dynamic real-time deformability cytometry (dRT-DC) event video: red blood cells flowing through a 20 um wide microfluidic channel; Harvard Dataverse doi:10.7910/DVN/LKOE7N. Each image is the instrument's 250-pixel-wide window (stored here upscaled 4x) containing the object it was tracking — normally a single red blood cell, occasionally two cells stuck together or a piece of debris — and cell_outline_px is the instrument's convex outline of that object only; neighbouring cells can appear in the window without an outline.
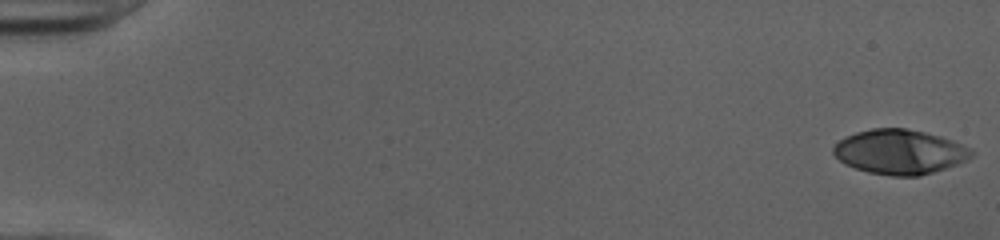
{"species": "human", "species_latin": "Homo sapiens", "temperature_condition": "cold", "stored_images_in_passage": 51, "camera_frame_rate_fps": 3000, "um_per_image_px": 0.085, "donor": {"sex": "female"}, "frame": {"image": 1, "passage_image": 1, "time_ms": 0.0, "image_size_px": [1000, 240], "cell_outline_px": [[976, 152], [968, 160], [920, 176], [892, 176], [868, 172], [844, 164], [832, 152], [832, 148], [844, 136], [856, 132], [872, 128], [904, 128], [924, 132], [940, 136], [952, 140], [972, 148]], "centroid_in_image_um": [76.48, 12.9], "position_along_channel_um": 8.5, "area_um2": 35.95}}
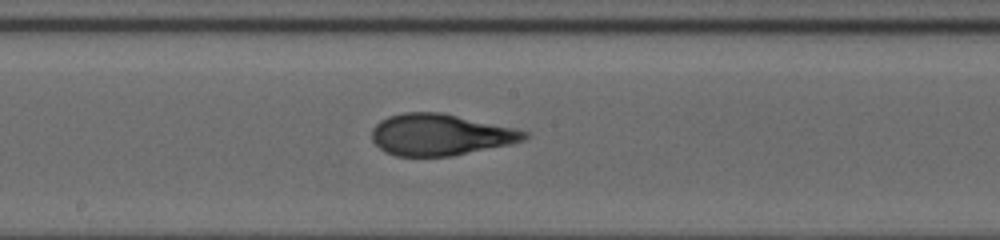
{"frame": {"image": 2, "passage_image": 29, "time_ms": 9.333, "image_size_px": [1000, 240], "cell_outline_px": [[528, 136], [524, 140], [508, 144], [452, 156], [396, 156], [384, 152], [372, 140], [372, 128], [380, 120], [388, 116], [404, 112], [440, 112], [512, 128], [528, 132]], "centroid_in_image_um": [37.35, 11.45], "position_along_channel_um": 210.8, "area_um2": 36.47}}
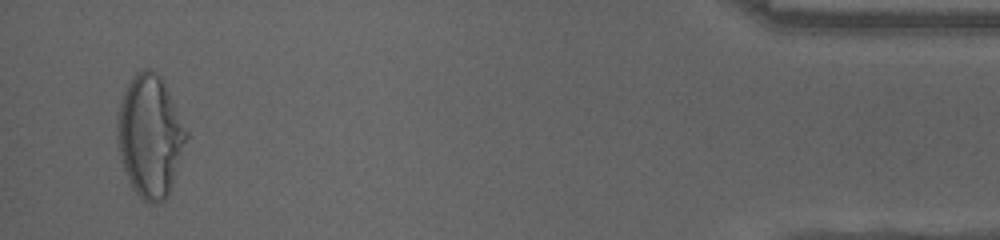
{"frame": {"image": 3, "passage_image": 50, "time_ms": 16.333, "image_size_px": [1000, 240], "cell_outline_px": [[188, 136], [168, 192], [164, 200], [156, 204], [148, 204], [132, 188], [128, 180], [120, 160], [116, 136], [116, 116], [120, 100], [132, 76], [136, 72], [144, 68], [148, 68], [156, 72], [164, 80], [188, 132]], "centroid_in_image_um": [12.71, 11.52], "position_along_channel_um": 422.5, "area_um2": 49.19}, "authors_computed_cell_mechanics": {"area_um2": 36.2406, "velocity_mm_per_s": 4.031, "shape_relaxation_time_tau1_ms": 7.4619, "shape_relaxation_time_tau2_ms": 0.9083, "deformation_change_tau1": 0.284, "deformation_change_tau2": 0.0832}}